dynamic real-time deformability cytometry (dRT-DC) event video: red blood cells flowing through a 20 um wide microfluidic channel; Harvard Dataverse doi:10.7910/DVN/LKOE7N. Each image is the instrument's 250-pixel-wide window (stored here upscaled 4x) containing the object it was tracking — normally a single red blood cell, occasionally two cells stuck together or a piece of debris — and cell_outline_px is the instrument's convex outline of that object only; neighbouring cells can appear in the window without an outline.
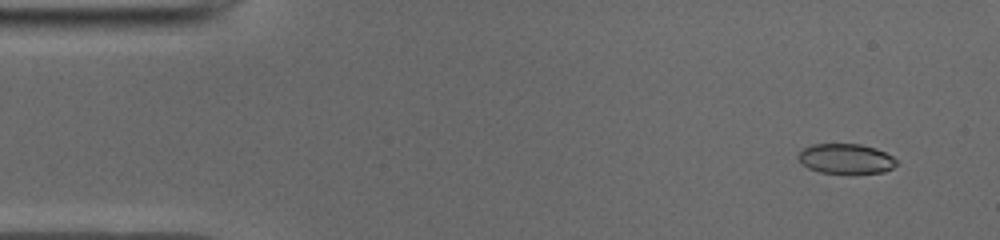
{"species": "common noctule bat (a hibernating species)", "species_latin": "Nyctalus noctula", "temperature_condition": "cold", "stored_images_in_passage": 52, "camera_frame_rate_fps": 3000, "um_per_image_px": 0.085, "animal": {"sex": "male", "body_mass_g": 19.0, "forearm_length_mm": 50.8}, "frame": {"image": 1, "passage_image": 4, "time_ms": 1.0, "image_size_px": [1000, 240], "cell_outline_px": [[896, 164], [892, 168], [884, 172], [820, 172], [808, 168], [796, 156], [804, 148], [812, 144], [860, 144], [876, 148], [892, 156], [896, 160]], "centroid_in_image_um": [71.89, 13.47], "position_along_channel_um": 13.1, "area_um2": 16.76}}
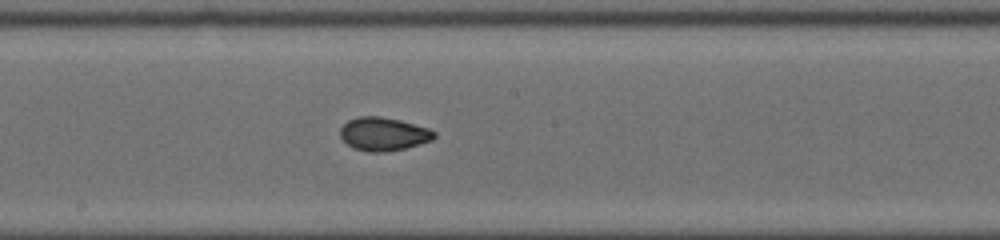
{"frame": {"image": 2, "passage_image": 27, "time_ms": 8.667, "image_size_px": [1000, 240], "cell_outline_px": [[436, 136], [432, 140], [404, 148], [384, 152], [368, 152], [356, 148], [348, 144], [340, 136], [340, 128], [348, 120], [356, 116], [380, 116], [400, 120], [428, 128], [436, 132]], "centroid_in_image_um": [32.59, 11.37], "position_along_channel_um": 215.6, "area_um2": 18.15}}
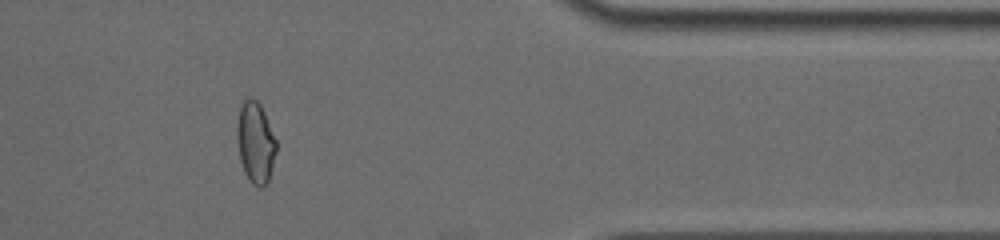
{"frame": {"image": 3, "passage_image": 42, "time_ms": 13.667, "image_size_px": [1000, 240], "cell_outline_px": [[276, 152], [268, 180], [260, 188], [252, 184], [248, 180], [244, 172], [240, 160], [236, 132], [236, 128], [240, 108], [244, 100], [248, 96], [252, 96], [260, 104], [264, 112], [276, 140]], "centroid_in_image_um": [21.7, 12.09], "position_along_channel_um": 389.7, "area_um2": 18.5}, "authors_computed_cell_mechanics": {"area_um2": 18.0914, "velocity_mm_per_s": 3.9664, "shape_relaxation_time_tau1_ms": 7.1773, "shape_relaxation_time_tau2_ms": 1.7064, "deformation_change_tau1": 0.1789, "deformation_change_tau2": 0.0536}}